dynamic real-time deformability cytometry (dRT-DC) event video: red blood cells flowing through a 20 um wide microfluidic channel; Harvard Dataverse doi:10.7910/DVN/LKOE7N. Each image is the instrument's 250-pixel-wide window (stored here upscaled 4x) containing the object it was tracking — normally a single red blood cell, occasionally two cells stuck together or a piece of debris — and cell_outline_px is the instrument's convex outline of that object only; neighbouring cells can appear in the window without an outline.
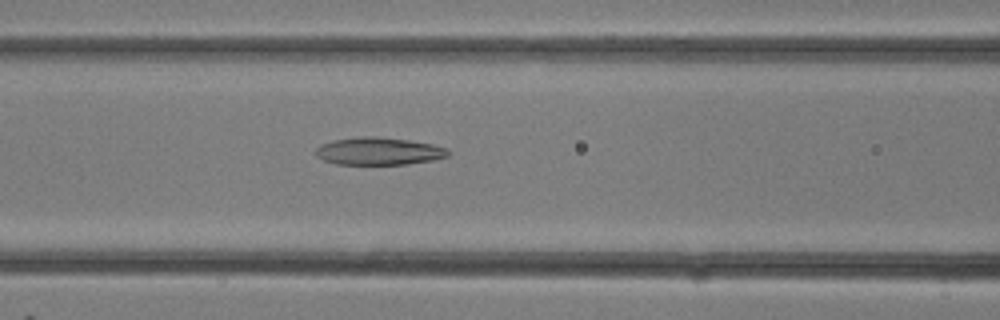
{"species": "common noctule bat (a hibernating species)", "species_latin": "Nyctalus noctula", "temperature_condition": "room temperature", "stored_images_in_passage": 13, "camera_frame_rate_fps": 3000, "um_per_image_px": 0.085, "animal": {"sex": "female"}, "frame": {"image": 1, "passage_image": 10, "time_ms": 3.0, "image_size_px": [1000, 320], "cell_outline_px": [[452, 152], [448, 156], [432, 160], [408, 164], [336, 164], [324, 160], [316, 156], [316, 148], [320, 144], [332, 140], [360, 136], [376, 136], [408, 140], [432, 144], [448, 148]], "centroid_in_image_um": [32.2, 12.84], "position_along_channel_um": 134.4, "area_um2": 21.39}}